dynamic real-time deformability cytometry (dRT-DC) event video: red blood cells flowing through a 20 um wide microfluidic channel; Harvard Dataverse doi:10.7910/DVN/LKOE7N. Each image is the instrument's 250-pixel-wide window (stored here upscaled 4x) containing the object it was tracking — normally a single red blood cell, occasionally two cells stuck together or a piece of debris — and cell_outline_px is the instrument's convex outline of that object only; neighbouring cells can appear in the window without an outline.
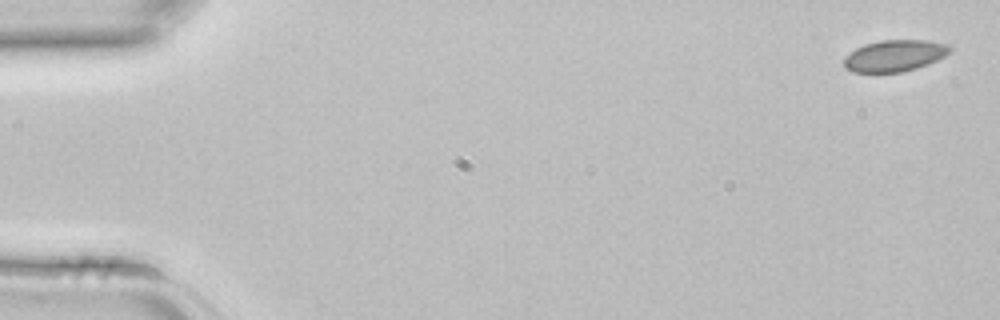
{"species": "common noctule bat (a hibernating species)", "species_latin": "Nyctalus noctula", "temperature_condition": "room temperature", "stored_images_in_passage": 4, "camera_frame_rate_fps": 3000, "um_per_image_px": 0.085, "animal": {"sex": "female", "body_mass_g": 22.7, "forearm_length_mm": 54.2}, "frame": {"image": 1, "passage_image": 1, "time_ms": 0.0, "image_size_px": [1000, 320], "cell_outline_px": [[952, 52], [928, 64], [916, 68], [900, 72], [852, 72], [844, 68], [844, 56], [856, 48], [864, 44], [880, 40], [928, 40], [944, 44], [952, 48]], "centroid_in_image_um": [76.01, 4.73], "position_along_channel_um": 9.0, "area_um2": 19.48}}
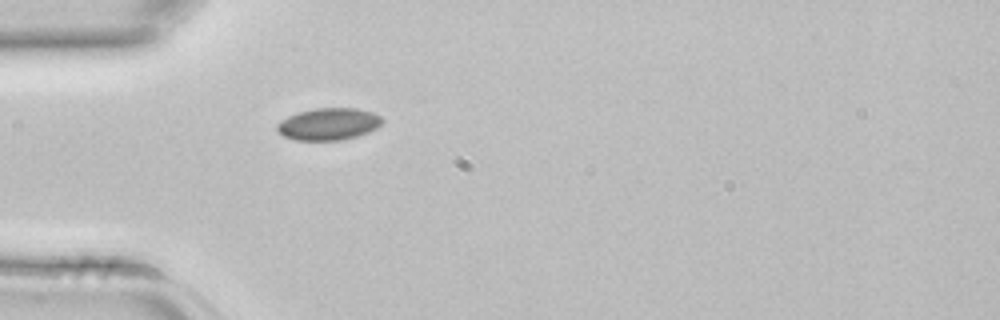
{"frame": {"image": 2, "passage_image": 4, "time_ms": 1.0, "image_size_px": [1000, 320], "cell_outline_px": [[384, 120], [376, 128], [368, 132], [356, 136], [340, 140], [296, 140], [284, 136], [276, 128], [276, 124], [280, 120], [288, 116], [300, 112], [316, 108], [356, 108], [372, 112], [380, 116]], "centroid_in_image_um": [27.92, 10.54], "position_along_channel_um": 57.1, "area_um2": 19.48}}